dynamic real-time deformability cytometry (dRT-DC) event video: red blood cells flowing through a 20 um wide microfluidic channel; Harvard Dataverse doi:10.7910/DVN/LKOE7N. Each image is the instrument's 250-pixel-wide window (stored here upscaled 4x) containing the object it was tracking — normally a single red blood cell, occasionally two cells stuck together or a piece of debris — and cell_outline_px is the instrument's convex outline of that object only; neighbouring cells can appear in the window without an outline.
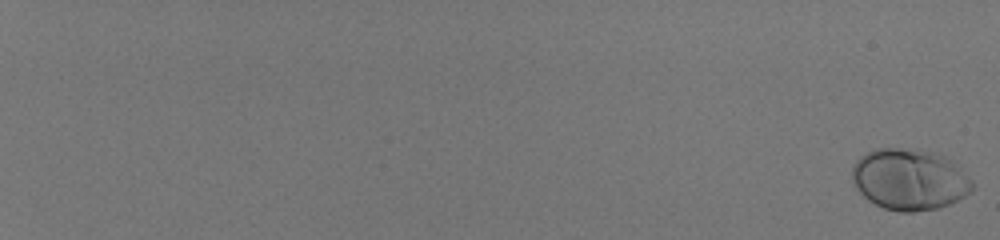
{"species": "human", "species_latin": "Homo sapiens", "temperature_condition": "room temperature", "stored_images_in_passage": 59, "camera_frame_rate_fps": 3000, "um_per_image_px": 0.085, "donor": {"sex": "male"}, "frame": {"image": 1, "passage_image": 1, "time_ms": 0.0, "image_size_px": [1000, 240], "cell_outline_px": [[972, 188], [964, 196], [948, 204], [936, 208], [912, 212], [900, 212], [884, 208], [868, 200], [852, 184], [852, 168], [856, 160], [860, 156], [876, 148], [916, 148], [932, 152], [944, 156], [972, 180]], "centroid_in_image_um": [77.25, 15.24], "position_along_channel_um": 7.8, "area_um2": 42.6}}
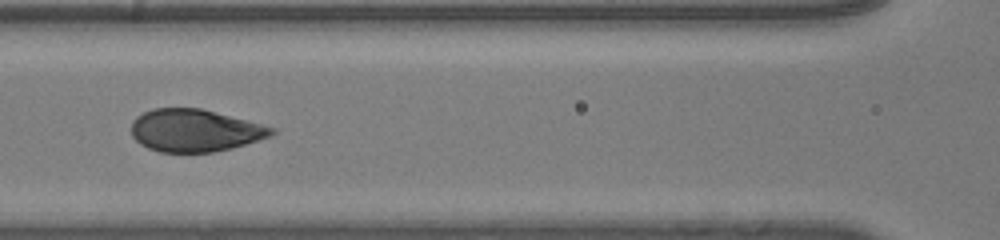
{"frame": {"image": 2, "passage_image": 34, "time_ms": 11.0, "image_size_px": [1000, 240], "cell_outline_px": [[276, 132], [272, 136], [232, 148], [212, 152], [160, 152], [148, 148], [140, 144], [132, 136], [132, 120], [136, 116], [152, 108], [200, 108], [276, 128]], "centroid_in_image_um": [16.55, 11.09], "position_along_channel_um": 150.1, "area_um2": 34.62}}
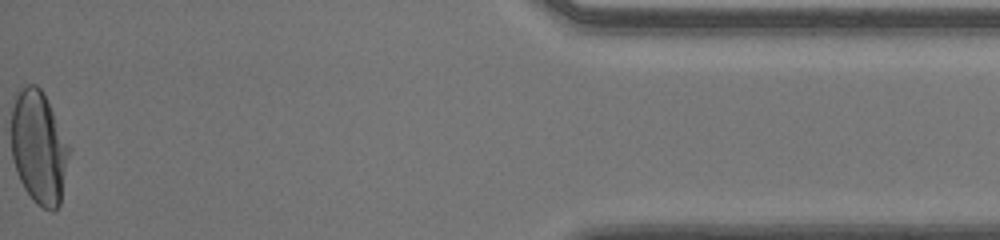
{"frame": {"image": 3, "passage_image": 59, "time_ms": 19.333, "image_size_px": [1000, 240], "cell_outline_px": [[72, 148], [60, 204], [52, 212], [36, 204], [32, 200], [24, 188], [16, 172], [12, 160], [12, 108], [16, 96], [20, 88], [24, 84], [36, 84], [44, 92]], "centroid_in_image_um": [3.33, 12.53], "position_along_channel_um": 431.9, "area_um2": 38.84}, "authors_computed_cell_mechanics": {"area_um2": 37.2232, "velocity_mm_per_s": 4.0601, "shape_relaxation_time_tau1_ms": 3.1017, "shape_relaxation_time_tau2_ms": null, "deformation_change_tau1": 0.1737, "deformation_change_tau2": null}}